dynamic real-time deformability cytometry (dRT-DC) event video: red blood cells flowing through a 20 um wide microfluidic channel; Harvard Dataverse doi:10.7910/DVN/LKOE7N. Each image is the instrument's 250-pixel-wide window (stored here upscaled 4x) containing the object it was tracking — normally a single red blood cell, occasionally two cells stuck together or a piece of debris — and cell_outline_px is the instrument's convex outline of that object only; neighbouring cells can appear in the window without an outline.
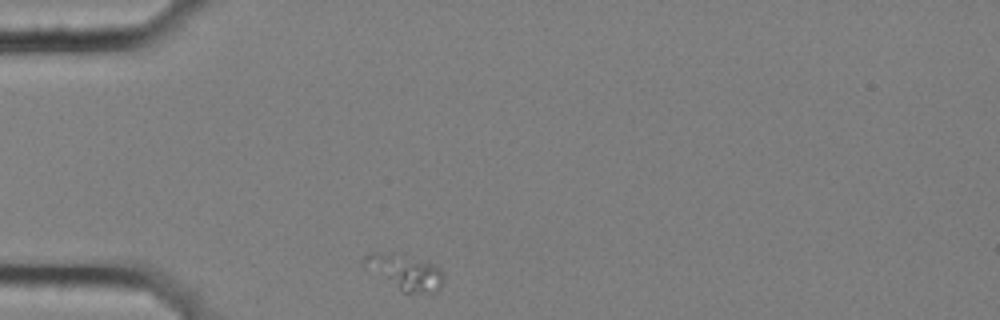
{"species": "common noctule bat (a hibernating species)", "species_latin": "Nyctalus noctula", "temperature_condition": "cold", "stored_images_in_passage": 6, "camera_frame_rate_fps": 3000, "um_per_image_px": 0.085, "animal": {"sex": "female", "body_mass_g": 25.1}, "frame": {"image": 1, "passage_image": 1, "time_ms": 0.0, "image_size_px": [1000, 320], "cell_outline_px": [[444, 280], [440, 288], [436, 292], [404, 292], [364, 260], [364, 256], [368, 252], [404, 252], [436, 264], [440, 268], [444, 276]], "centroid_in_image_um": [34.61, 23.05], "position_along_channel_um": 50.4, "area_um2": 15.78}}